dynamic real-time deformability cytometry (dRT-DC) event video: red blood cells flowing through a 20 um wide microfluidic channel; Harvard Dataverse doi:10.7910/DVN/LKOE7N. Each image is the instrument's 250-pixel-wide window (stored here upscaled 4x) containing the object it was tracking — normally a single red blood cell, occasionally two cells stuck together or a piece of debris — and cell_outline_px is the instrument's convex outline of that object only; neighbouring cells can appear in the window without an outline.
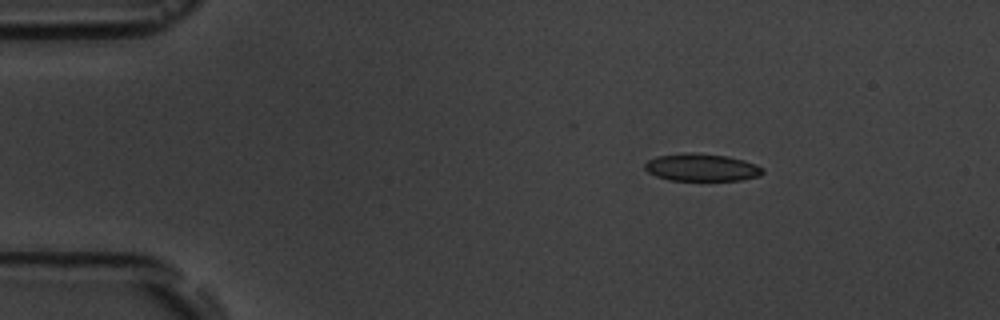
{"species": "common noctule bat (a hibernating species)", "species_latin": "Nyctalus noctula", "temperature_condition": "room temperature", "stored_images_in_passage": 2, "camera_frame_rate_fps": 3000, "um_per_image_px": 0.085, "animal": {"sex": "male", "body_mass_g": 19.5, "forearm_length_mm": 54.6}, "frame": {"image": 1, "passage_image": 1, "time_ms": 0.0, "image_size_px": [1000, 320], "cell_outline_px": [[764, 172], [760, 176], [740, 180], [668, 180], [656, 176], [648, 172], [644, 168], [644, 164], [648, 160], [656, 156], [684, 152], [692, 152], [728, 156], [744, 160], [756, 164], [764, 168]], "centroid_in_image_um": [59.64, 14.22], "position_along_channel_um": 25.4, "area_um2": 19.07}}